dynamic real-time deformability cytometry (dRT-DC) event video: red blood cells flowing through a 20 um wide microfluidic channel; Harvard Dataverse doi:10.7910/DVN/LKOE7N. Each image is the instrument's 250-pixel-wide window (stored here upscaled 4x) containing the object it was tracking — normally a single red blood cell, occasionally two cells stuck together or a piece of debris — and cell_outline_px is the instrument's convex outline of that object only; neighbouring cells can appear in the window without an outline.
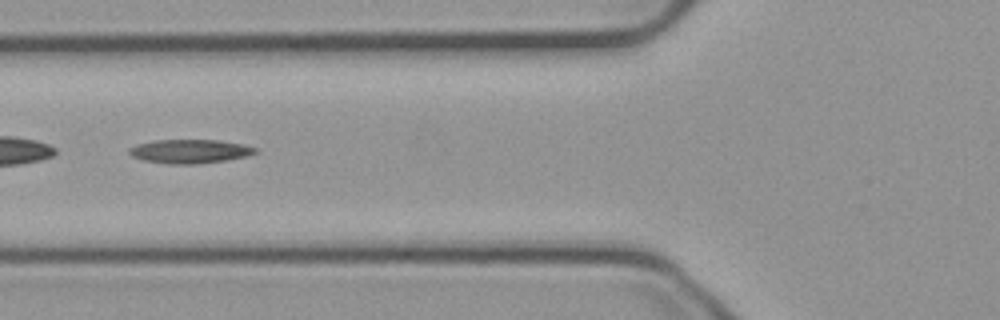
{"species": "common noctule bat (a hibernating species)", "species_latin": "Nyctalus noctula", "temperature_condition": "cold", "stored_images_in_passage": 53, "camera_frame_rate_fps": 3000, "um_per_image_px": 0.085, "animal": {"sex": "male", "body_mass_g": 23.1, "forearm_length_mm": 52.7}, "frame": {"image": 1, "passage_image": 20, "time_ms": 6.333, "image_size_px": [1000, 320], "cell_outline_px": [[260, 152], [244, 156], [224, 160], [196, 164], [168, 164], [144, 160], [132, 156], [128, 152], [128, 148], [136, 144], [156, 140], [220, 140], [244, 144], [256, 148]], "centroid_in_image_um": [16.13, 12.85], "position_along_channel_um": 109.7, "area_um2": 17.51}}
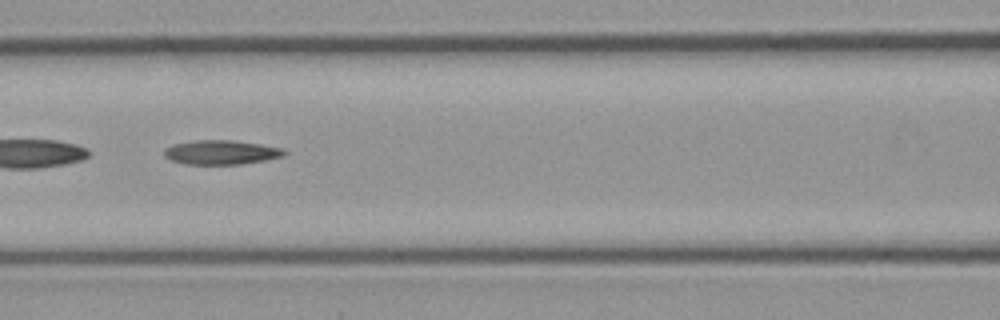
{"frame": {"image": 2, "passage_image": 23, "time_ms": 7.333, "image_size_px": [1000, 320], "cell_outline_px": [[288, 152], [284, 156], [264, 160], [240, 164], [184, 164], [172, 160], [164, 156], [164, 148], [176, 144], [196, 140], [232, 140], [260, 144], [284, 148]], "centroid_in_image_um": [18.83, 12.94], "position_along_channel_um": 147.8, "area_um2": 16.94}}
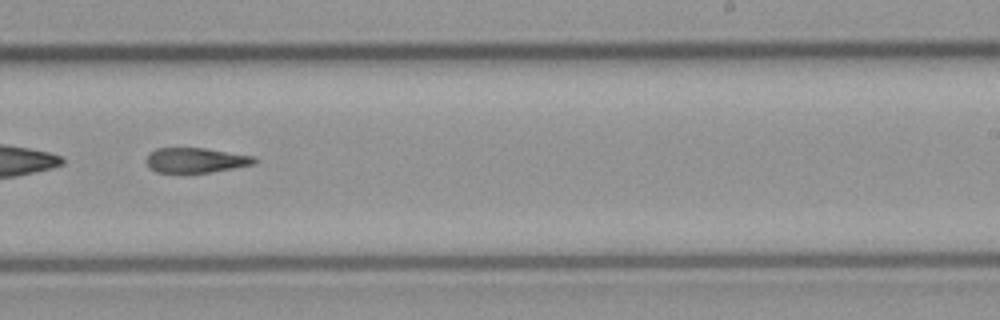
{"frame": {"image": 3, "passage_image": 33, "time_ms": 10.667, "image_size_px": [1000, 320], "cell_outline_px": [[256, 164], [212, 172], [156, 172], [148, 168], [144, 160], [148, 152], [156, 148], [204, 148], [256, 156]], "centroid_in_image_um": [16.6, 13.61], "position_along_channel_um": 272.4, "area_um2": 15.95}, "authors_computed_cell_mechanics": {"area_um2": 17.051, "velocity_mm_per_s": 3.7446, "shape_relaxation_time_tau1_ms": 8.6886, "shape_relaxation_time_tau2_ms": null, "deformation_change_tau1": 0.2272, "deformation_change_tau2": null}}